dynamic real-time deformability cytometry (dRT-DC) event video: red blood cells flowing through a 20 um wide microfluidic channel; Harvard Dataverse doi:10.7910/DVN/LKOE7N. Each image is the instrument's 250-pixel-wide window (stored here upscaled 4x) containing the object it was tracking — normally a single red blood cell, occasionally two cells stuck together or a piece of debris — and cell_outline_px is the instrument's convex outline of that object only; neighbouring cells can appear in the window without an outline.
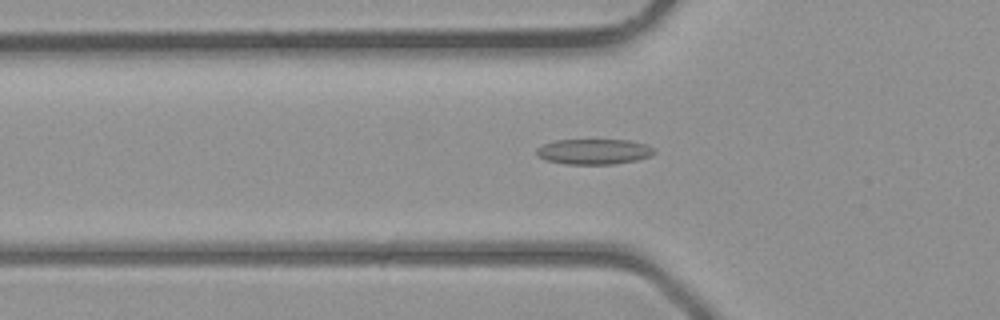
{"species": "common noctule bat (a hibernating species)", "species_latin": "Nyctalus noctula", "temperature_condition": "room temperature", "stored_images_in_passage": 42, "camera_frame_rate_fps": 3000, "um_per_image_px": 0.085, "animal": {"sex": "male", "body_mass_g": 23.1, "forearm_length_mm": 52.7}, "frame": {"image": 1, "passage_image": 15, "time_ms": 4.667, "image_size_px": [1000, 320], "cell_outline_px": [[656, 152], [648, 156], [636, 160], [616, 164], [564, 164], [544, 160], [536, 152], [536, 148], [544, 144], [556, 140], [628, 140], [648, 144], [656, 148]], "centroid_in_image_um": [50.51, 12.88], "position_along_channel_um": 75.3, "area_um2": 17.51}}
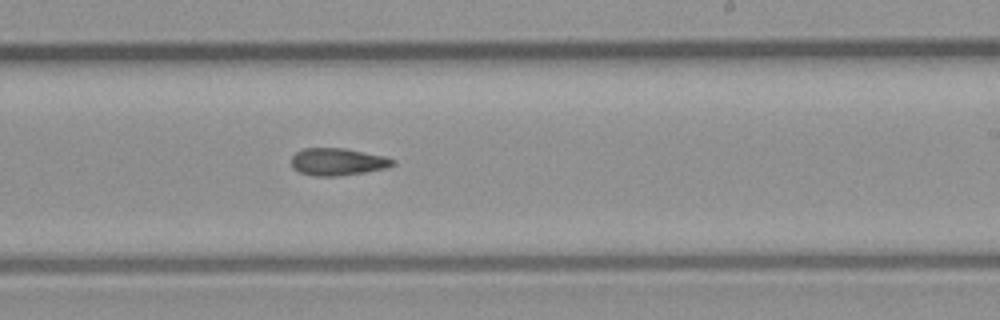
{"frame": {"image": 2, "passage_image": 26, "time_ms": 8.333, "image_size_px": [1000, 320], "cell_outline_px": [[396, 164], [388, 168], [364, 172], [336, 176], [316, 176], [300, 172], [292, 168], [292, 156], [296, 152], [304, 148], [344, 148], [384, 156], [396, 160]], "centroid_in_image_um": [28.72, 13.75], "position_along_channel_um": 260.3, "area_um2": 16.13}}
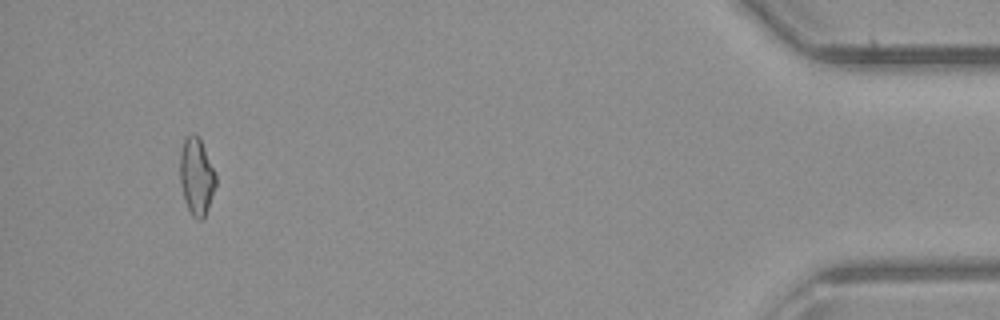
{"frame": {"image": 3, "passage_image": 40, "time_ms": 13.0, "image_size_px": [1000, 320], "cell_outline_px": [[216, 184], [204, 216], [200, 220], [196, 220], [192, 216], [184, 200], [180, 184], [180, 152], [184, 140], [188, 136], [200, 136], [216, 172]], "centroid_in_image_um": [16.7, 14.98], "position_along_channel_um": 418.5, "area_um2": 16.07}}